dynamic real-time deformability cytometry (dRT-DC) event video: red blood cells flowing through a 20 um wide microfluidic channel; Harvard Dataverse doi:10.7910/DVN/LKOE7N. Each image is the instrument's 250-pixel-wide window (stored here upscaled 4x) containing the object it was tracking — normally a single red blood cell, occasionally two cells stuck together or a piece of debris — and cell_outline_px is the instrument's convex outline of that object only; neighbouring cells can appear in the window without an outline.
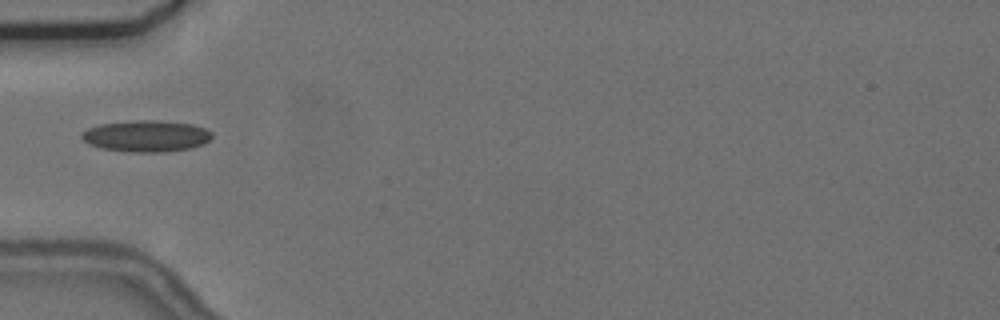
{"species": "common noctule bat (a hibernating species)", "species_latin": "Nyctalus noctula", "temperature_condition": "cold", "stored_images_in_passage": 5, "camera_frame_rate_fps": 3000, "um_per_image_px": 0.085, "animal": {"sex": "female", "body_mass_g": 24.6, "forearm_length_mm": 56.2}, "frame": {"image": 1, "passage_image": 5, "time_ms": 4.667, "image_size_px": [1000, 320], "cell_outline_px": [[212, 136], [204, 144], [192, 148], [168, 152], [132, 152], [100, 148], [88, 144], [80, 136], [88, 128], [100, 124], [140, 120], [156, 120], [192, 124], [204, 128], [212, 132]], "centroid_in_image_um": [12.45, 11.57], "position_along_channel_um": 72.5, "area_um2": 23.87}}